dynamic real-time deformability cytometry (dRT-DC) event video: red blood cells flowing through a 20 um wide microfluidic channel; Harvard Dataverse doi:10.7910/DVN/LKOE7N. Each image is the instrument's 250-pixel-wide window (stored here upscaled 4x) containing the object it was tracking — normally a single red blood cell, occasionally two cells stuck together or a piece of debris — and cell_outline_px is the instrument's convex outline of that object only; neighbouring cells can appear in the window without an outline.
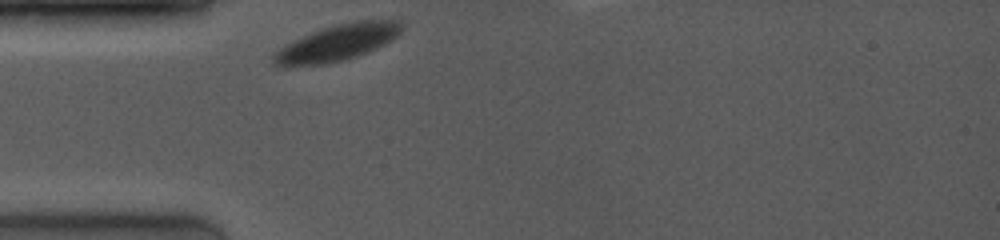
{"species": "common noctule bat (a hibernating species)", "species_latin": "Nyctalus noctula", "temperature_condition": "room temperature", "stored_images_in_passage": 10, "camera_frame_rate_fps": 4000, "um_per_image_px": 0.085, "animal": {"sex": "female", "body_mass_g": 19.0, "forearm_length_mm": 53.3}, "frame": {"image": 1, "passage_image": 1, "time_ms": 0.0, "image_size_px": [1000, 240], "cell_outline_px": [[404, 24], [400, 32], [392, 40], [368, 52], [344, 60], [328, 64], [288, 68], [280, 68], [272, 64], [272, 52], [312, 32], [336, 24], [352, 20], [400, 20]], "centroid_in_image_um": [28.62, 3.67], "position_along_channel_um": 56.4, "area_um2": 27.46}}